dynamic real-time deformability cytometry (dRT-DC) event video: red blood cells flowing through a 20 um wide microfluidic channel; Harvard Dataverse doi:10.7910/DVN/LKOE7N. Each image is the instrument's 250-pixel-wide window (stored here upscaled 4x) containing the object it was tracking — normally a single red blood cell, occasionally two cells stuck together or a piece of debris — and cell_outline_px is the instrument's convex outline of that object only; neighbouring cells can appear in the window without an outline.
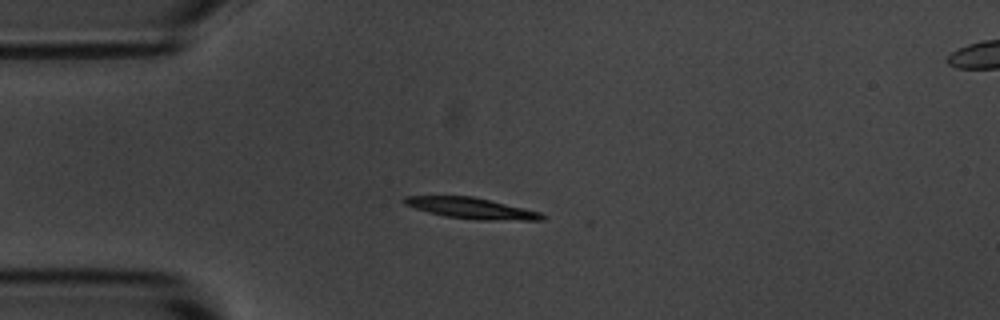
{"species": "common noctule bat (a hibernating species)", "species_latin": "Nyctalus noctula", "temperature_condition": "room temperature", "stored_images_in_passage": 5, "segment_of_instrument_passage": [1, 2], "camera_frame_rate_fps": 3000, "um_per_image_px": 0.085, "animal": {"sex": "male", "body_mass_g": 20.1, "forearm_length_mm": 53.5}, "frame": {"image": 1, "passage_image": 4, "time_ms": 3.667, "image_size_px": [1000, 320], "cell_outline_px": [[548, 216], [544, 220], [480, 220], [444, 216], [428, 212], [404, 204], [400, 200], [404, 196], [472, 196], [524, 208], [540, 212]], "centroid_in_image_um": [40.07, 17.7], "position_along_channel_um": 44.9, "area_um2": 16.82}}